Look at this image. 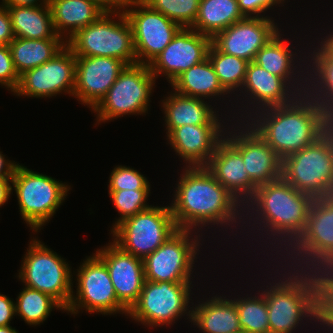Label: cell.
Masks as SVG:
<instances>
[{
  "mask_svg": "<svg viewBox=\"0 0 333 333\" xmlns=\"http://www.w3.org/2000/svg\"><path fill=\"white\" fill-rule=\"evenodd\" d=\"M12 179H0V207L7 202L10 197L12 186Z\"/></svg>",
  "mask_w": 333,
  "mask_h": 333,
  "instance_id": "cell-52",
  "label": "cell"
},
{
  "mask_svg": "<svg viewBox=\"0 0 333 333\" xmlns=\"http://www.w3.org/2000/svg\"><path fill=\"white\" fill-rule=\"evenodd\" d=\"M15 315V303L6 295L0 294V327L9 326Z\"/></svg>",
  "mask_w": 333,
  "mask_h": 333,
  "instance_id": "cell-47",
  "label": "cell"
},
{
  "mask_svg": "<svg viewBox=\"0 0 333 333\" xmlns=\"http://www.w3.org/2000/svg\"><path fill=\"white\" fill-rule=\"evenodd\" d=\"M27 251L19 279L26 287L51 295L66 310L73 295L68 263L36 239L30 242Z\"/></svg>",
  "mask_w": 333,
  "mask_h": 333,
  "instance_id": "cell-7",
  "label": "cell"
},
{
  "mask_svg": "<svg viewBox=\"0 0 333 333\" xmlns=\"http://www.w3.org/2000/svg\"><path fill=\"white\" fill-rule=\"evenodd\" d=\"M310 145L333 151V110L312 126Z\"/></svg>",
  "mask_w": 333,
  "mask_h": 333,
  "instance_id": "cell-42",
  "label": "cell"
},
{
  "mask_svg": "<svg viewBox=\"0 0 333 333\" xmlns=\"http://www.w3.org/2000/svg\"><path fill=\"white\" fill-rule=\"evenodd\" d=\"M154 81L155 76L149 65H127L105 97L93 109L97 112V121L105 122L128 113H146Z\"/></svg>",
  "mask_w": 333,
  "mask_h": 333,
  "instance_id": "cell-8",
  "label": "cell"
},
{
  "mask_svg": "<svg viewBox=\"0 0 333 333\" xmlns=\"http://www.w3.org/2000/svg\"><path fill=\"white\" fill-rule=\"evenodd\" d=\"M20 214L35 232L55 214L70 187L52 177L17 165L13 178Z\"/></svg>",
  "mask_w": 333,
  "mask_h": 333,
  "instance_id": "cell-4",
  "label": "cell"
},
{
  "mask_svg": "<svg viewBox=\"0 0 333 333\" xmlns=\"http://www.w3.org/2000/svg\"><path fill=\"white\" fill-rule=\"evenodd\" d=\"M177 230L170 206L151 205L148 209L118 223L111 232L115 237L113 243L121 250L144 259Z\"/></svg>",
  "mask_w": 333,
  "mask_h": 333,
  "instance_id": "cell-5",
  "label": "cell"
},
{
  "mask_svg": "<svg viewBox=\"0 0 333 333\" xmlns=\"http://www.w3.org/2000/svg\"><path fill=\"white\" fill-rule=\"evenodd\" d=\"M126 66L124 61L117 58L76 56L73 96L78 98L82 104L94 109Z\"/></svg>",
  "mask_w": 333,
  "mask_h": 333,
  "instance_id": "cell-18",
  "label": "cell"
},
{
  "mask_svg": "<svg viewBox=\"0 0 333 333\" xmlns=\"http://www.w3.org/2000/svg\"><path fill=\"white\" fill-rule=\"evenodd\" d=\"M64 39H23L15 37L9 44L18 75L51 60L65 46Z\"/></svg>",
  "mask_w": 333,
  "mask_h": 333,
  "instance_id": "cell-30",
  "label": "cell"
},
{
  "mask_svg": "<svg viewBox=\"0 0 333 333\" xmlns=\"http://www.w3.org/2000/svg\"><path fill=\"white\" fill-rule=\"evenodd\" d=\"M181 176L170 206L178 229L192 230L193 226L211 223L236 224L242 204L206 167H187Z\"/></svg>",
  "mask_w": 333,
  "mask_h": 333,
  "instance_id": "cell-1",
  "label": "cell"
},
{
  "mask_svg": "<svg viewBox=\"0 0 333 333\" xmlns=\"http://www.w3.org/2000/svg\"><path fill=\"white\" fill-rule=\"evenodd\" d=\"M293 53L285 43V40L281 39L280 32H278L257 52L254 62L271 74L283 78L290 84V81H295L294 77H297V75L294 76L296 73L293 71H297L296 68H298L294 66L293 62L296 60H294L295 57L293 56L296 54Z\"/></svg>",
  "mask_w": 333,
  "mask_h": 333,
  "instance_id": "cell-33",
  "label": "cell"
},
{
  "mask_svg": "<svg viewBox=\"0 0 333 333\" xmlns=\"http://www.w3.org/2000/svg\"><path fill=\"white\" fill-rule=\"evenodd\" d=\"M15 303V314L27 324L38 325L45 321L54 307L64 310L63 306L51 295L25 286Z\"/></svg>",
  "mask_w": 333,
  "mask_h": 333,
  "instance_id": "cell-36",
  "label": "cell"
},
{
  "mask_svg": "<svg viewBox=\"0 0 333 333\" xmlns=\"http://www.w3.org/2000/svg\"><path fill=\"white\" fill-rule=\"evenodd\" d=\"M257 111L254 112L257 119L250 118V125L281 159L310 145L315 122L299 114L289 103Z\"/></svg>",
  "mask_w": 333,
  "mask_h": 333,
  "instance_id": "cell-6",
  "label": "cell"
},
{
  "mask_svg": "<svg viewBox=\"0 0 333 333\" xmlns=\"http://www.w3.org/2000/svg\"><path fill=\"white\" fill-rule=\"evenodd\" d=\"M244 18L237 0H201L197 18L190 28L212 38Z\"/></svg>",
  "mask_w": 333,
  "mask_h": 333,
  "instance_id": "cell-31",
  "label": "cell"
},
{
  "mask_svg": "<svg viewBox=\"0 0 333 333\" xmlns=\"http://www.w3.org/2000/svg\"><path fill=\"white\" fill-rule=\"evenodd\" d=\"M191 282H152L145 280L138 301L128 311V316L143 325H171L179 316L187 314L190 303ZM188 306V307H187ZM172 322V323H171Z\"/></svg>",
  "mask_w": 333,
  "mask_h": 333,
  "instance_id": "cell-9",
  "label": "cell"
},
{
  "mask_svg": "<svg viewBox=\"0 0 333 333\" xmlns=\"http://www.w3.org/2000/svg\"><path fill=\"white\" fill-rule=\"evenodd\" d=\"M14 38L10 14L7 7L2 4L0 5V45H9Z\"/></svg>",
  "mask_w": 333,
  "mask_h": 333,
  "instance_id": "cell-46",
  "label": "cell"
},
{
  "mask_svg": "<svg viewBox=\"0 0 333 333\" xmlns=\"http://www.w3.org/2000/svg\"><path fill=\"white\" fill-rule=\"evenodd\" d=\"M311 69H313L312 72L316 76L314 74H311L312 72L310 71V73L308 74L309 79L307 77H305L304 79L302 78V80H303L302 82H300L298 80L295 81L294 84L296 85V83H297V85H296L297 88L295 86H293V87L291 86V90H290L291 95L289 97V104L299 114H301L307 118H310L312 121L316 122V121L322 120L326 115H328L333 110V95L331 94L324 78L314 68H311ZM310 78H313V80ZM307 80H308V82H307ZM309 80H311L310 84L312 87H310ZM304 81L309 84L308 88L304 87V85H305ZM298 82H300V84ZM301 83H304V85L302 86ZM298 85H300L301 88H298L299 87ZM294 87H295V89H293L294 90V92H293L292 88H294ZM302 88H304V89H302ZM295 91L297 93H295ZM301 92H302V94H301ZM296 98H298V99H296Z\"/></svg>",
  "mask_w": 333,
  "mask_h": 333,
  "instance_id": "cell-25",
  "label": "cell"
},
{
  "mask_svg": "<svg viewBox=\"0 0 333 333\" xmlns=\"http://www.w3.org/2000/svg\"><path fill=\"white\" fill-rule=\"evenodd\" d=\"M282 178L314 199L333 196V151L308 145L285 157Z\"/></svg>",
  "mask_w": 333,
  "mask_h": 333,
  "instance_id": "cell-10",
  "label": "cell"
},
{
  "mask_svg": "<svg viewBox=\"0 0 333 333\" xmlns=\"http://www.w3.org/2000/svg\"><path fill=\"white\" fill-rule=\"evenodd\" d=\"M208 59L223 89L230 93L243 86L249 61L219 51L212 43Z\"/></svg>",
  "mask_w": 333,
  "mask_h": 333,
  "instance_id": "cell-35",
  "label": "cell"
},
{
  "mask_svg": "<svg viewBox=\"0 0 333 333\" xmlns=\"http://www.w3.org/2000/svg\"><path fill=\"white\" fill-rule=\"evenodd\" d=\"M20 76L15 70L9 45H0V83L14 92Z\"/></svg>",
  "mask_w": 333,
  "mask_h": 333,
  "instance_id": "cell-44",
  "label": "cell"
},
{
  "mask_svg": "<svg viewBox=\"0 0 333 333\" xmlns=\"http://www.w3.org/2000/svg\"><path fill=\"white\" fill-rule=\"evenodd\" d=\"M190 233V229H178L160 247L143 259L145 280L190 282L195 255L199 248L198 236L190 241Z\"/></svg>",
  "mask_w": 333,
  "mask_h": 333,
  "instance_id": "cell-11",
  "label": "cell"
},
{
  "mask_svg": "<svg viewBox=\"0 0 333 333\" xmlns=\"http://www.w3.org/2000/svg\"><path fill=\"white\" fill-rule=\"evenodd\" d=\"M224 137L240 154L250 180L258 187L282 178V159L249 125ZM246 130V131H244ZM233 134V135H230Z\"/></svg>",
  "mask_w": 333,
  "mask_h": 333,
  "instance_id": "cell-19",
  "label": "cell"
},
{
  "mask_svg": "<svg viewBox=\"0 0 333 333\" xmlns=\"http://www.w3.org/2000/svg\"><path fill=\"white\" fill-rule=\"evenodd\" d=\"M76 56L65 46L51 60L20 75L17 89L20 96L52 97L62 91L73 95L75 88Z\"/></svg>",
  "mask_w": 333,
  "mask_h": 333,
  "instance_id": "cell-15",
  "label": "cell"
},
{
  "mask_svg": "<svg viewBox=\"0 0 333 333\" xmlns=\"http://www.w3.org/2000/svg\"><path fill=\"white\" fill-rule=\"evenodd\" d=\"M270 17H245L216 33L211 43L221 52L246 61H254L257 52L278 32Z\"/></svg>",
  "mask_w": 333,
  "mask_h": 333,
  "instance_id": "cell-17",
  "label": "cell"
},
{
  "mask_svg": "<svg viewBox=\"0 0 333 333\" xmlns=\"http://www.w3.org/2000/svg\"><path fill=\"white\" fill-rule=\"evenodd\" d=\"M221 126V123L184 125L175 128L167 139L176 154L188 162V167H205L225 137Z\"/></svg>",
  "mask_w": 333,
  "mask_h": 333,
  "instance_id": "cell-21",
  "label": "cell"
},
{
  "mask_svg": "<svg viewBox=\"0 0 333 333\" xmlns=\"http://www.w3.org/2000/svg\"><path fill=\"white\" fill-rule=\"evenodd\" d=\"M130 6L139 9H128ZM124 14L133 31L134 48L139 64L149 65L182 28L162 13L152 10L142 0H128Z\"/></svg>",
  "mask_w": 333,
  "mask_h": 333,
  "instance_id": "cell-12",
  "label": "cell"
},
{
  "mask_svg": "<svg viewBox=\"0 0 333 333\" xmlns=\"http://www.w3.org/2000/svg\"><path fill=\"white\" fill-rule=\"evenodd\" d=\"M305 267L306 270H296L293 276L290 275L285 281L280 279L279 282L296 297L299 311L305 319L306 317H310V320L315 319L314 321L321 322V325H326L329 329L333 326L332 278L315 257H313V264ZM298 272H301L300 275Z\"/></svg>",
  "mask_w": 333,
  "mask_h": 333,
  "instance_id": "cell-14",
  "label": "cell"
},
{
  "mask_svg": "<svg viewBox=\"0 0 333 333\" xmlns=\"http://www.w3.org/2000/svg\"><path fill=\"white\" fill-rule=\"evenodd\" d=\"M268 231H269V233L271 231V234H269V236H271L273 234V236L277 235L280 237V238L279 237L275 238V241L278 239L280 241V244L283 243V242L281 243V241H284L285 244L287 242L288 243L287 246L289 247V249H291V248L293 249V250H291V253L293 251H297L300 249H314L313 244L308 239L305 228H281V229H271ZM280 239H282V240H280Z\"/></svg>",
  "mask_w": 333,
  "mask_h": 333,
  "instance_id": "cell-43",
  "label": "cell"
},
{
  "mask_svg": "<svg viewBox=\"0 0 333 333\" xmlns=\"http://www.w3.org/2000/svg\"><path fill=\"white\" fill-rule=\"evenodd\" d=\"M287 254H289V255H292L293 256V254H295L294 256H295V258H296V260H299V262H300V264L298 265V264H296V265H298L297 267L299 268L300 267V269L303 271V267L305 266V264H306V266L308 265V264H313V257H315L314 256V249H300V250H297V251H293V253L292 254H290V251H289V253L287 252ZM299 255H300V257H299ZM296 256H298V259H297V257ZM302 257V258H301ZM293 258V260H294V262H296L295 261V258L294 257H292ZM302 260V261H301ZM304 260V261H303ZM307 260V261H306ZM308 260H310V261H308ZM298 262V261H297ZM298 262V263H299ZM301 262H303V263H305L304 264V266H302V264L303 263H301ZM301 265V266H300ZM302 267V268H301Z\"/></svg>",
  "mask_w": 333,
  "mask_h": 333,
  "instance_id": "cell-51",
  "label": "cell"
},
{
  "mask_svg": "<svg viewBox=\"0 0 333 333\" xmlns=\"http://www.w3.org/2000/svg\"><path fill=\"white\" fill-rule=\"evenodd\" d=\"M0 333H18L16 329L9 326L0 327Z\"/></svg>",
  "mask_w": 333,
  "mask_h": 333,
  "instance_id": "cell-54",
  "label": "cell"
},
{
  "mask_svg": "<svg viewBox=\"0 0 333 333\" xmlns=\"http://www.w3.org/2000/svg\"><path fill=\"white\" fill-rule=\"evenodd\" d=\"M4 6H41L49 5V0H43L41 4L38 5L39 0H2Z\"/></svg>",
  "mask_w": 333,
  "mask_h": 333,
  "instance_id": "cell-53",
  "label": "cell"
},
{
  "mask_svg": "<svg viewBox=\"0 0 333 333\" xmlns=\"http://www.w3.org/2000/svg\"><path fill=\"white\" fill-rule=\"evenodd\" d=\"M263 291L269 315V333H292L304 317L299 311L296 297L281 282H273Z\"/></svg>",
  "mask_w": 333,
  "mask_h": 333,
  "instance_id": "cell-29",
  "label": "cell"
},
{
  "mask_svg": "<svg viewBox=\"0 0 333 333\" xmlns=\"http://www.w3.org/2000/svg\"><path fill=\"white\" fill-rule=\"evenodd\" d=\"M284 0H237L239 9L245 17H260V13L272 8L273 5L281 4ZM253 14V16H252Z\"/></svg>",
  "mask_w": 333,
  "mask_h": 333,
  "instance_id": "cell-45",
  "label": "cell"
},
{
  "mask_svg": "<svg viewBox=\"0 0 333 333\" xmlns=\"http://www.w3.org/2000/svg\"><path fill=\"white\" fill-rule=\"evenodd\" d=\"M90 1H92L104 13H110L111 16L114 14L115 11L116 13L117 12L119 13V11L121 13L124 12V9L128 2V0H90ZM119 9H122V11Z\"/></svg>",
  "mask_w": 333,
  "mask_h": 333,
  "instance_id": "cell-49",
  "label": "cell"
},
{
  "mask_svg": "<svg viewBox=\"0 0 333 333\" xmlns=\"http://www.w3.org/2000/svg\"><path fill=\"white\" fill-rule=\"evenodd\" d=\"M171 85L177 93L194 98L227 94L208 57L180 74Z\"/></svg>",
  "mask_w": 333,
  "mask_h": 333,
  "instance_id": "cell-32",
  "label": "cell"
},
{
  "mask_svg": "<svg viewBox=\"0 0 333 333\" xmlns=\"http://www.w3.org/2000/svg\"><path fill=\"white\" fill-rule=\"evenodd\" d=\"M95 254L108 268L117 299L130 310L138 301L145 282L143 259L124 252L114 243Z\"/></svg>",
  "mask_w": 333,
  "mask_h": 333,
  "instance_id": "cell-20",
  "label": "cell"
},
{
  "mask_svg": "<svg viewBox=\"0 0 333 333\" xmlns=\"http://www.w3.org/2000/svg\"><path fill=\"white\" fill-rule=\"evenodd\" d=\"M163 100L167 136L175 129L184 125H204L220 123L221 119L211 105L202 100L179 94L175 91ZM219 121V122H218Z\"/></svg>",
  "mask_w": 333,
  "mask_h": 333,
  "instance_id": "cell-24",
  "label": "cell"
},
{
  "mask_svg": "<svg viewBox=\"0 0 333 333\" xmlns=\"http://www.w3.org/2000/svg\"><path fill=\"white\" fill-rule=\"evenodd\" d=\"M79 268L77 295L71 296L65 311L75 315L79 308H86L90 313L122 312L128 315L129 310L117 299L108 268L96 254L88 257Z\"/></svg>",
  "mask_w": 333,
  "mask_h": 333,
  "instance_id": "cell-13",
  "label": "cell"
},
{
  "mask_svg": "<svg viewBox=\"0 0 333 333\" xmlns=\"http://www.w3.org/2000/svg\"><path fill=\"white\" fill-rule=\"evenodd\" d=\"M305 230L314 247L333 249V196L314 199Z\"/></svg>",
  "mask_w": 333,
  "mask_h": 333,
  "instance_id": "cell-34",
  "label": "cell"
},
{
  "mask_svg": "<svg viewBox=\"0 0 333 333\" xmlns=\"http://www.w3.org/2000/svg\"><path fill=\"white\" fill-rule=\"evenodd\" d=\"M232 300L239 314L242 333H269V315L265 296Z\"/></svg>",
  "mask_w": 333,
  "mask_h": 333,
  "instance_id": "cell-37",
  "label": "cell"
},
{
  "mask_svg": "<svg viewBox=\"0 0 333 333\" xmlns=\"http://www.w3.org/2000/svg\"><path fill=\"white\" fill-rule=\"evenodd\" d=\"M191 308V322L204 333H242L239 314L232 299L216 295Z\"/></svg>",
  "mask_w": 333,
  "mask_h": 333,
  "instance_id": "cell-26",
  "label": "cell"
},
{
  "mask_svg": "<svg viewBox=\"0 0 333 333\" xmlns=\"http://www.w3.org/2000/svg\"><path fill=\"white\" fill-rule=\"evenodd\" d=\"M205 167L240 204L245 205L254 195L257 186L250 180L241 154L225 138Z\"/></svg>",
  "mask_w": 333,
  "mask_h": 333,
  "instance_id": "cell-22",
  "label": "cell"
},
{
  "mask_svg": "<svg viewBox=\"0 0 333 333\" xmlns=\"http://www.w3.org/2000/svg\"><path fill=\"white\" fill-rule=\"evenodd\" d=\"M15 37L23 39H64L57 35L49 5L5 6Z\"/></svg>",
  "mask_w": 333,
  "mask_h": 333,
  "instance_id": "cell-28",
  "label": "cell"
},
{
  "mask_svg": "<svg viewBox=\"0 0 333 333\" xmlns=\"http://www.w3.org/2000/svg\"><path fill=\"white\" fill-rule=\"evenodd\" d=\"M152 10L158 11L182 28H190L198 15L201 0H142Z\"/></svg>",
  "mask_w": 333,
  "mask_h": 333,
  "instance_id": "cell-38",
  "label": "cell"
},
{
  "mask_svg": "<svg viewBox=\"0 0 333 333\" xmlns=\"http://www.w3.org/2000/svg\"><path fill=\"white\" fill-rule=\"evenodd\" d=\"M291 85L294 86L292 82L289 85L283 78L271 74L254 61H251L248 63L242 88L245 87L244 90L249 93L251 101L254 99L252 103L256 102L255 104H258L261 110L288 104Z\"/></svg>",
  "mask_w": 333,
  "mask_h": 333,
  "instance_id": "cell-23",
  "label": "cell"
},
{
  "mask_svg": "<svg viewBox=\"0 0 333 333\" xmlns=\"http://www.w3.org/2000/svg\"><path fill=\"white\" fill-rule=\"evenodd\" d=\"M17 165L6 161L5 156L0 152V179H12Z\"/></svg>",
  "mask_w": 333,
  "mask_h": 333,
  "instance_id": "cell-50",
  "label": "cell"
},
{
  "mask_svg": "<svg viewBox=\"0 0 333 333\" xmlns=\"http://www.w3.org/2000/svg\"><path fill=\"white\" fill-rule=\"evenodd\" d=\"M331 298H332V301H333V282L331 283Z\"/></svg>",
  "mask_w": 333,
  "mask_h": 333,
  "instance_id": "cell-55",
  "label": "cell"
},
{
  "mask_svg": "<svg viewBox=\"0 0 333 333\" xmlns=\"http://www.w3.org/2000/svg\"><path fill=\"white\" fill-rule=\"evenodd\" d=\"M109 190H150L146 177L130 167H115L110 175Z\"/></svg>",
  "mask_w": 333,
  "mask_h": 333,
  "instance_id": "cell-40",
  "label": "cell"
},
{
  "mask_svg": "<svg viewBox=\"0 0 333 333\" xmlns=\"http://www.w3.org/2000/svg\"><path fill=\"white\" fill-rule=\"evenodd\" d=\"M103 13L94 23L78 30L65 43L75 56L117 58L127 65L137 63L133 31L124 12L114 13L119 21ZM110 16V17H109Z\"/></svg>",
  "mask_w": 333,
  "mask_h": 333,
  "instance_id": "cell-3",
  "label": "cell"
},
{
  "mask_svg": "<svg viewBox=\"0 0 333 333\" xmlns=\"http://www.w3.org/2000/svg\"><path fill=\"white\" fill-rule=\"evenodd\" d=\"M249 201L247 209L250 207L253 209V216L258 214L259 217L256 219L258 221L260 218L261 222L257 224H260L261 228L264 223L263 227L267 228L264 231L268 232L269 229L305 228L314 198L296 190L283 178H279L258 186Z\"/></svg>",
  "mask_w": 333,
  "mask_h": 333,
  "instance_id": "cell-2",
  "label": "cell"
},
{
  "mask_svg": "<svg viewBox=\"0 0 333 333\" xmlns=\"http://www.w3.org/2000/svg\"><path fill=\"white\" fill-rule=\"evenodd\" d=\"M149 192L150 190H109L115 208L121 215L113 228L124 219L148 209L150 206L145 203V200Z\"/></svg>",
  "mask_w": 333,
  "mask_h": 333,
  "instance_id": "cell-39",
  "label": "cell"
},
{
  "mask_svg": "<svg viewBox=\"0 0 333 333\" xmlns=\"http://www.w3.org/2000/svg\"><path fill=\"white\" fill-rule=\"evenodd\" d=\"M211 37L181 28L165 49L149 64L155 78L164 73L169 83L208 56Z\"/></svg>",
  "mask_w": 333,
  "mask_h": 333,
  "instance_id": "cell-16",
  "label": "cell"
},
{
  "mask_svg": "<svg viewBox=\"0 0 333 333\" xmlns=\"http://www.w3.org/2000/svg\"><path fill=\"white\" fill-rule=\"evenodd\" d=\"M314 256L333 279V249L314 247Z\"/></svg>",
  "mask_w": 333,
  "mask_h": 333,
  "instance_id": "cell-48",
  "label": "cell"
},
{
  "mask_svg": "<svg viewBox=\"0 0 333 333\" xmlns=\"http://www.w3.org/2000/svg\"><path fill=\"white\" fill-rule=\"evenodd\" d=\"M49 7L57 35L62 37L66 32L67 39L104 13L90 0H49Z\"/></svg>",
  "mask_w": 333,
  "mask_h": 333,
  "instance_id": "cell-27",
  "label": "cell"
},
{
  "mask_svg": "<svg viewBox=\"0 0 333 333\" xmlns=\"http://www.w3.org/2000/svg\"><path fill=\"white\" fill-rule=\"evenodd\" d=\"M323 40L320 48L313 51L311 62L313 60L312 67L324 78L333 95V47L324 38Z\"/></svg>",
  "mask_w": 333,
  "mask_h": 333,
  "instance_id": "cell-41",
  "label": "cell"
}]
</instances>
